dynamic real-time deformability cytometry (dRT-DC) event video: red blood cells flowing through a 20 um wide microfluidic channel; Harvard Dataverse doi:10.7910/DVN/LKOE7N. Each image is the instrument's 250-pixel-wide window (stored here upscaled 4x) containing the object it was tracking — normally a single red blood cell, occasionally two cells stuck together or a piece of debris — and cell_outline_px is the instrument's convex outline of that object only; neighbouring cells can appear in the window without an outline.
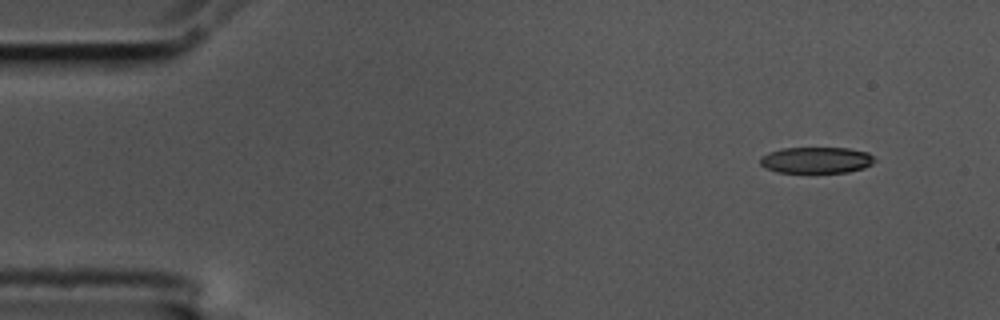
{"species": "common noctule bat (a hibernating species)", "species_latin": "Nyctalus noctula", "temperature_condition": "cold", "stored_images_in_passage": 11, "camera_frame_rate_fps": 3000, "um_per_image_px": 0.085, "animal": {"sex": "male", "body_mass_g": 17.5, "forearm_length_mm": 52.3}, "frame": {"image": 1, "passage_image": 1, "time_ms": 0.0, "image_size_px": [1000, 320], "cell_outline_px": [[876, 160], [872, 164], [864, 168], [848, 172], [776, 172], [764, 168], [760, 164], [760, 156], [768, 152], [784, 148], [848, 148], [868, 152]], "centroid_in_image_um": [69.37, 13.61], "position_along_channel_um": 15.6, "area_um2": 17.57}}